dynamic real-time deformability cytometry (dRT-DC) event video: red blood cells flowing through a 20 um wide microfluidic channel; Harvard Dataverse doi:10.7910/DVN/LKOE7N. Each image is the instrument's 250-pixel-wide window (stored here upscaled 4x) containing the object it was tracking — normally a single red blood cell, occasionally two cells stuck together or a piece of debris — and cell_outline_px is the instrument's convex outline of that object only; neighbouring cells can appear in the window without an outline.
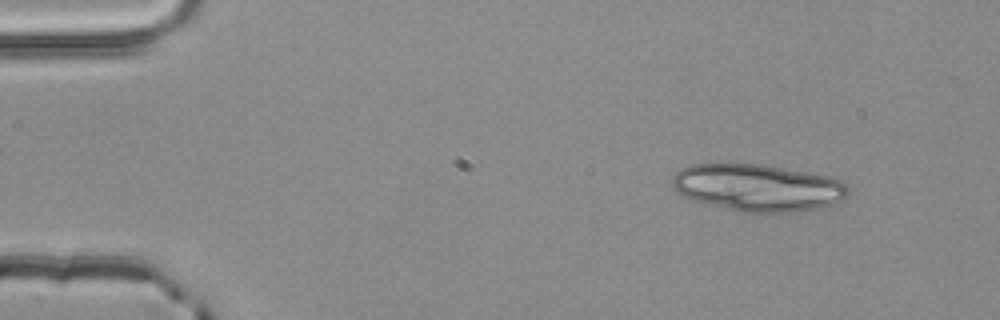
{"species": "common noctule bat (a hibernating species)", "species_latin": "Nyctalus noctula", "temperature_condition": "room temperature", "stored_images_in_passage": 4, "segment_of_instrument_passage": [2, 2], "camera_frame_rate_fps": 3000, "um_per_image_px": 0.085, "animal": {"sex": "male", "body_mass_g": 20.4}, "frame": {"image": 1, "passage_image": 4, "time_ms": 1.0, "image_size_px": [1000, 320], "cell_outline_px": [[848, 196], [844, 200], [820, 208], [796, 212], [744, 212], [708, 204], [692, 200], [684, 196], [672, 188], [672, 176], [680, 168], [692, 164], [720, 160], [728, 160], [764, 164], [828, 176], [840, 180], [848, 184]], "centroid_in_image_um": [64.37, 15.9], "position_along_channel_um": 20.6, "area_um2": 49.65}}